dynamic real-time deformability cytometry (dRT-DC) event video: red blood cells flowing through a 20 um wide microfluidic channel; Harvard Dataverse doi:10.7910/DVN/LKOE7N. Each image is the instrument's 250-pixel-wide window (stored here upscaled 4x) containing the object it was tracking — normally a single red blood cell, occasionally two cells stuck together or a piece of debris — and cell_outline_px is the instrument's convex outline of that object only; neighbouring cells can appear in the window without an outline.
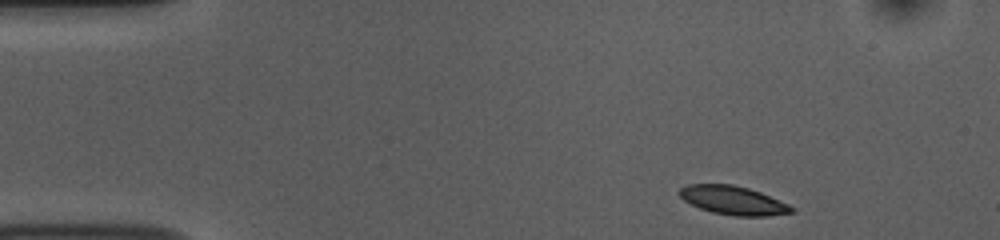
{"species": "common noctule bat (a hibernating species)", "species_latin": "Nyctalus noctula", "temperature_condition": "room temperature", "stored_images_in_passage": 47, "camera_frame_rate_fps": 3000, "um_per_image_px": 0.085, "animal": {"sex": "female", "body_mass_g": 10.0, "forearm_length_mm": 53.1}, "frame": {"image": 1, "passage_image": 1, "time_ms": 0.0, "image_size_px": [1000, 240], "cell_outline_px": [[796, 212], [768, 216], [732, 216], [712, 212], [700, 208], [684, 200], [676, 192], [680, 188], [688, 184], [732, 184], [748, 188], [760, 192], [788, 204], [796, 208]], "centroid_in_image_um": [62.33, 17.03], "position_along_channel_um": 22.7, "area_um2": 18.84}}
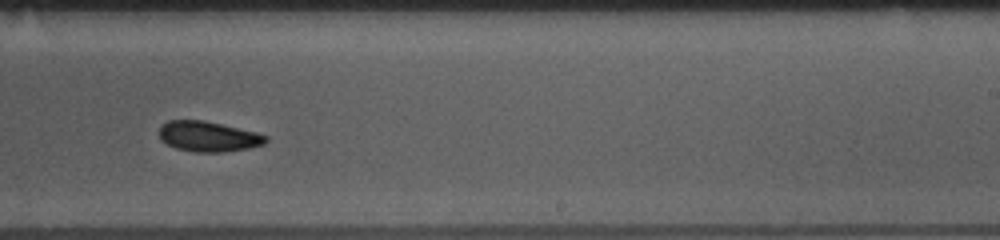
{"frame": {"image": 2, "passage_image": 27, "time_ms": 8.667, "image_size_px": [1000, 240], "cell_outline_px": [[268, 140], [264, 144], [248, 148], [224, 152], [192, 152], [176, 148], [160, 140], [160, 124], [168, 120], [204, 120], [256, 132], [268, 136]], "centroid_in_image_um": [17.69, 11.6], "position_along_channel_um": 271.3, "area_um2": 18.9}}
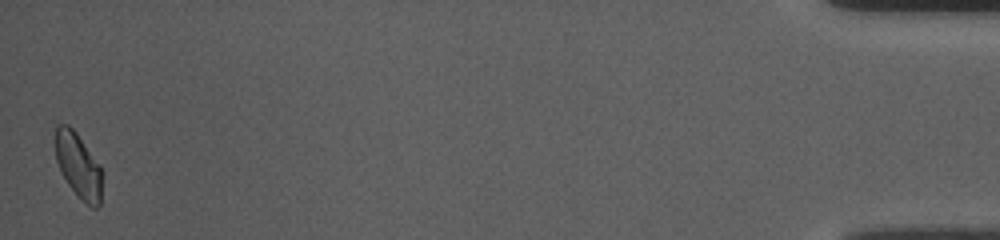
{"frame": {"image": 3, "passage_image": 47, "time_ms": 15.333, "image_size_px": [1000, 240], "cell_outline_px": [[100, 204], [96, 208], [92, 208], [68, 184], [60, 172], [56, 160], [56, 124], [68, 124], [76, 132], [100, 164]], "centroid_in_image_um": [6.63, 14.02], "position_along_channel_um": 428.6, "area_um2": 17.22}, "authors_computed_cell_mechanics": {"area_um2": 19.0162, "velocity_mm_per_s": 3.7267, "shape_relaxation_time_tau1_ms": 3.8259, "shape_relaxation_time_tau2_ms": 6.3481, "deformation_change_tau1": 0.086, "deformation_change_tau2": 0.0899}}